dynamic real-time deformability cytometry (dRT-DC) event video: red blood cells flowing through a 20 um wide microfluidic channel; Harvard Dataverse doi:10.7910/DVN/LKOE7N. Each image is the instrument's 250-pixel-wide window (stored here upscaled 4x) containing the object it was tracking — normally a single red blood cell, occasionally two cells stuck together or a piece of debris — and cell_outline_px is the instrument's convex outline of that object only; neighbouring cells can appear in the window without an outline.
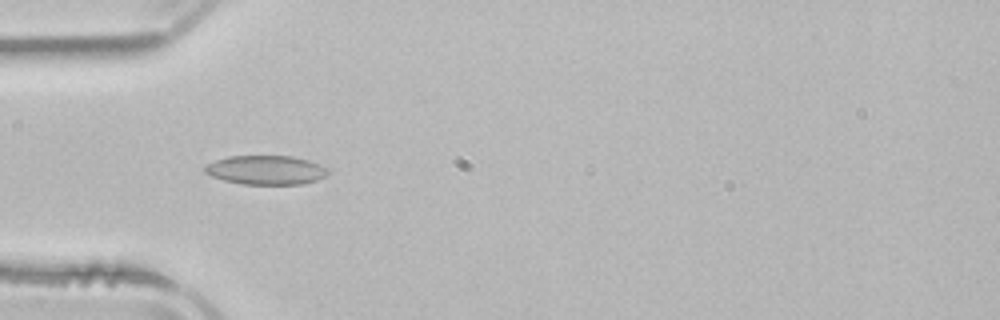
{"species": "common noctule bat (a hibernating species)", "species_latin": "Nyctalus noctula", "temperature_condition": "room temperature", "stored_images_in_passage": 4, "camera_frame_rate_fps": 3000, "um_per_image_px": 0.085, "animal": {"sex": "male", "body_mass_g": 21.5, "forearm_length_mm": 52.0}, "frame": {"image": 1, "passage_image": 3, "time_ms": 2.333, "image_size_px": [1000, 320], "cell_outline_px": [[328, 172], [324, 176], [316, 180], [300, 184], [240, 184], [224, 180], [212, 176], [204, 172], [204, 168], [208, 164], [216, 160], [228, 156], [292, 156], [308, 160], [320, 164], [328, 168]], "centroid_in_image_um": [22.6, 14.45], "position_along_channel_um": 62.4, "area_um2": 20.75}}
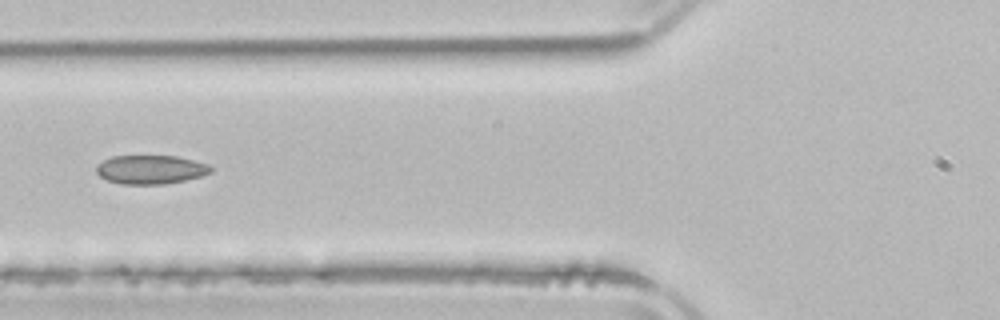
{"frame": {"image": 2, "passage_image": 4, "time_ms": 3.667, "image_size_px": [1000, 320], "cell_outline_px": [[212, 172], [200, 176], [184, 180], [164, 184], [120, 184], [108, 180], [100, 176], [96, 172], [96, 168], [104, 160], [112, 156], [176, 156], [208, 164], [212, 168]], "centroid_in_image_um": [12.81, 14.41], "position_along_channel_um": 113.0, "area_um2": 19.02}}